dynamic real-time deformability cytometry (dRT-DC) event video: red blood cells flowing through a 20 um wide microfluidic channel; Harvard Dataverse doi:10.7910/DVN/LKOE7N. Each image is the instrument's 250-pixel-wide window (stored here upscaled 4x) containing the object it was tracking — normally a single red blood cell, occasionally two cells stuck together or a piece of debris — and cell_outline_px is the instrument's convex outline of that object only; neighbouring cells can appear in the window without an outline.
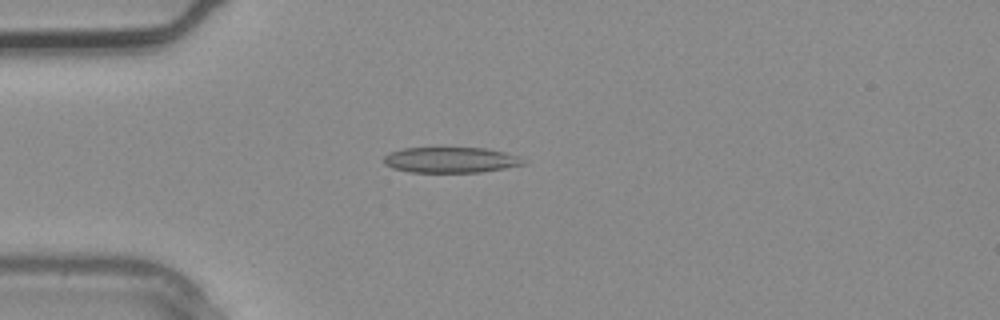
{"species": "common noctule bat (a hibernating species)", "species_latin": "Nyctalus noctula", "temperature_condition": "warm", "stored_images_in_passage": 1, "camera_frame_rate_fps": 3000, "um_per_image_px": 0.085, "animal": {"sex": "male", "body_mass_g": 20.4}, "frame": {"image": 1, "passage_image": 1, "time_ms": 0.0, "image_size_px": [1000, 320], "cell_outline_px": [[528, 164], [480, 172], [408, 172], [392, 168], [384, 164], [384, 156], [392, 152], [404, 148], [488, 148], [504, 152], [516, 156]], "centroid_in_image_um": [38.29, 13.6], "position_along_channel_um": 46.7, "area_um2": 20.69}}